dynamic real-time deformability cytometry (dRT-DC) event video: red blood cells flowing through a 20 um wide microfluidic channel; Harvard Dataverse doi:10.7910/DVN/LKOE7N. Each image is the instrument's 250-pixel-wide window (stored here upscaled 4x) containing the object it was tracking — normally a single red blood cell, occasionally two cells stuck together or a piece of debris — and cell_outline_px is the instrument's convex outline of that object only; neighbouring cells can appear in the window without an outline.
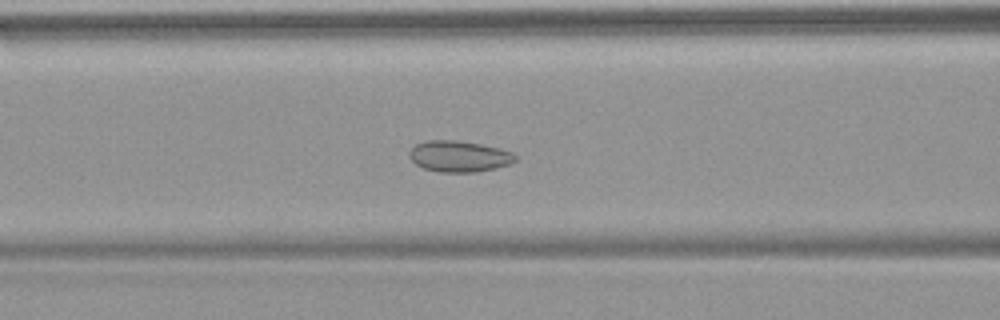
{"species": "common noctule bat (a hibernating species)", "species_latin": "Nyctalus noctula", "temperature_condition": "warm", "stored_images_in_passage": 51, "camera_frame_rate_fps": 3000, "um_per_image_px": 0.085, "animal": {"sex": "female", "body_mass_g": 18.4}, "frame": {"image": 1, "passage_image": 19, "time_ms": 6.0, "image_size_px": [1000, 320], "cell_outline_px": [[516, 160], [512, 164], [496, 168], [476, 172], [440, 172], [424, 168], [416, 164], [408, 156], [408, 152], [416, 144], [428, 140], [456, 140], [480, 144], [500, 148], [512, 152], [516, 156]], "centroid_in_image_um": [39.04, 13.29], "position_along_channel_um": 127.6, "area_um2": 19.31}}
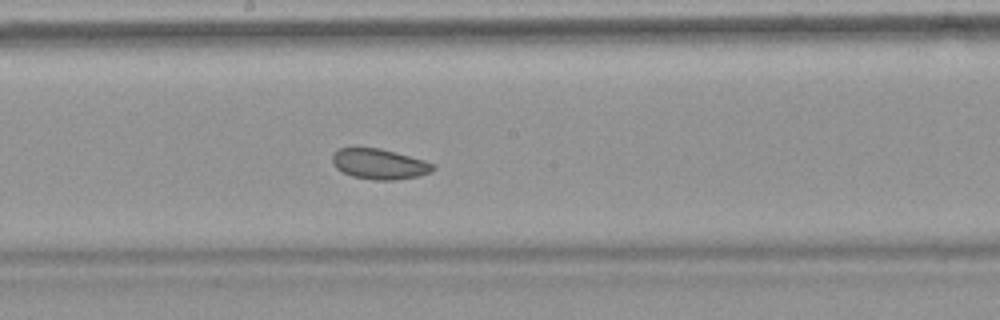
{"frame": {"image": 2, "passage_image": 26, "time_ms": 8.333, "image_size_px": [1000, 320], "cell_outline_px": [[436, 168], [432, 172], [420, 176], [396, 180], [376, 180], [352, 176], [336, 168], [332, 164], [332, 156], [340, 148], [352, 144], [380, 148], [424, 160], [436, 164]], "centroid_in_image_um": [32.23, 13.9], "position_along_channel_um": 216.0, "area_um2": 18.44}}
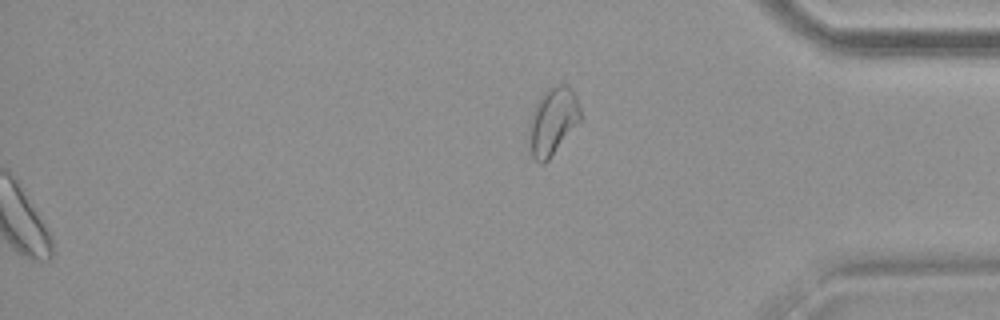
{"frame": {"image": 3, "passage_image": 51, "time_ms": 16.667, "image_size_px": [1000, 320], "cell_outline_px": [[580, 120], [548, 160], [544, 164], [540, 164], [532, 156], [532, 112], [540, 96], [552, 84], [564, 84], [572, 88], [576, 96], [580, 108]], "centroid_in_image_um": [47.04, 10.24], "position_along_channel_um": 388.2, "area_um2": 19.36}, "authors_computed_cell_mechanics": {"area_um2": 19.652, "velocity_mm_per_s": 3.8047, "shape_relaxation_time_tau1_ms": null, "shape_relaxation_time_tau2_ms": 5.7725, "deformation_change_tau1": null, "deformation_change_tau2": 0.1005}}